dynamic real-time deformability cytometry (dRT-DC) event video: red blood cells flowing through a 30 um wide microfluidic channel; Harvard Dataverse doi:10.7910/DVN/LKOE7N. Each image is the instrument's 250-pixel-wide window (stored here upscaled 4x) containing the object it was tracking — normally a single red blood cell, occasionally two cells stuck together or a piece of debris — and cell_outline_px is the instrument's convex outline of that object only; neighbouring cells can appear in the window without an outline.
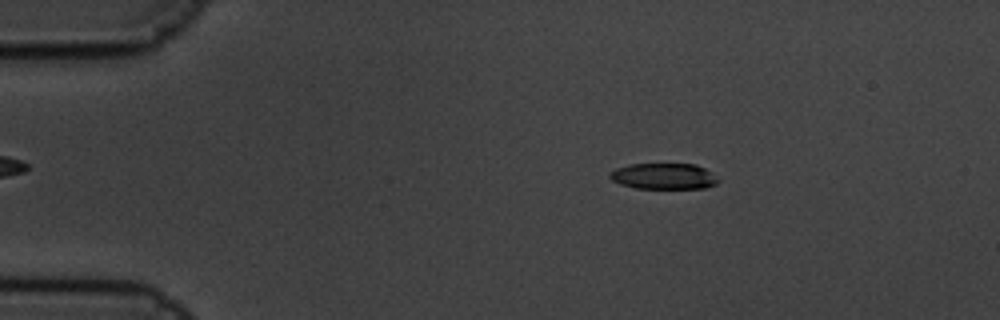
{"species": "common noctule bat (a hibernating species)", "species_latin": "Nyctalus noctula", "temperature_condition": "cold", "stored_images_in_passage": 60, "camera_frame_rate_fps": 3000, "um_per_image_px": 0.085, "animal": {"sex": "male", "body_mass_g": 19.5, "forearm_length_mm": 54.6}, "frame": {"image": 1, "passage_image": 10, "time_ms": 3.0, "image_size_px": [1000, 320], "cell_outline_px": [[720, 180], [716, 184], [704, 188], [636, 188], [620, 184], [612, 180], [608, 176], [608, 172], [616, 168], [628, 164], [696, 164], [704, 168]], "centroid_in_image_um": [56.38, 14.97], "position_along_channel_um": 28.6, "area_um2": 16.42}}
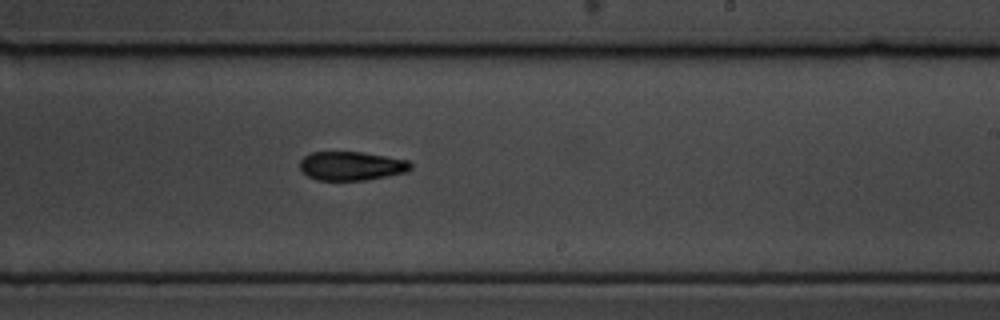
{"frame": {"image": 2, "passage_image": 36, "time_ms": 11.667, "image_size_px": [1000, 320], "cell_outline_px": [[412, 168], [408, 172], [364, 180], [316, 180], [308, 176], [300, 168], [300, 160], [304, 156], [312, 152], [360, 152], [408, 160], [412, 164]], "centroid_in_image_um": [29.88, 14.1], "position_along_channel_um": 259.1, "area_um2": 18.55}}
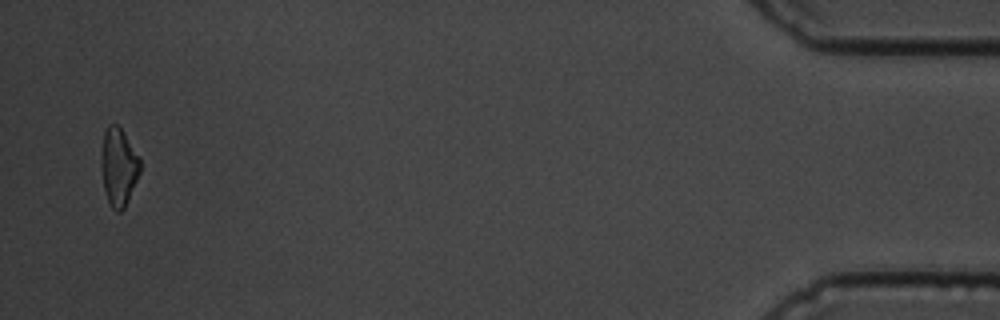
{"frame": {"image": 3, "passage_image": 58, "time_ms": 19.0, "image_size_px": [1000, 320], "cell_outline_px": [[140, 172], [128, 200], [124, 208], [120, 212], [116, 212], [112, 208], [104, 192], [100, 164], [100, 152], [104, 132], [108, 124], [116, 124], [120, 128], [140, 156]], "centroid_in_image_um": [10.06, 14.18], "position_along_channel_um": 425.1, "area_um2": 17.86}, "authors_computed_cell_mechanics": {"area_um2": 18.5538, "velocity_mm_per_s": 3.3721, "shape_relaxation_time_tau1_ms": 3.6864, "shape_relaxation_time_tau2_ms": null, "deformation_change_tau1": 0.1452, "deformation_change_tau2": null}}